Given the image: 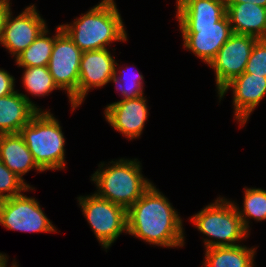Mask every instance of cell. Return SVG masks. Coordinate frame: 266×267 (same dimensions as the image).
Listing matches in <instances>:
<instances>
[{
	"label": "cell",
	"instance_id": "cell-1",
	"mask_svg": "<svg viewBox=\"0 0 266 267\" xmlns=\"http://www.w3.org/2000/svg\"><path fill=\"white\" fill-rule=\"evenodd\" d=\"M154 183L127 210V234L150 245L179 248L185 245L183 220Z\"/></svg>",
	"mask_w": 266,
	"mask_h": 267
},
{
	"label": "cell",
	"instance_id": "cell-2",
	"mask_svg": "<svg viewBox=\"0 0 266 267\" xmlns=\"http://www.w3.org/2000/svg\"><path fill=\"white\" fill-rule=\"evenodd\" d=\"M61 27L82 52L106 49L113 42L128 41L115 0H101L72 23L61 24Z\"/></svg>",
	"mask_w": 266,
	"mask_h": 267
},
{
	"label": "cell",
	"instance_id": "cell-3",
	"mask_svg": "<svg viewBox=\"0 0 266 267\" xmlns=\"http://www.w3.org/2000/svg\"><path fill=\"white\" fill-rule=\"evenodd\" d=\"M100 162L91 176L96 186L94 193L128 210L153 184L142 174L141 161L137 158L112 159ZM98 189V190H97Z\"/></svg>",
	"mask_w": 266,
	"mask_h": 267
},
{
	"label": "cell",
	"instance_id": "cell-4",
	"mask_svg": "<svg viewBox=\"0 0 266 267\" xmlns=\"http://www.w3.org/2000/svg\"><path fill=\"white\" fill-rule=\"evenodd\" d=\"M53 115L50 111H38L20 131L34 161L44 172L64 170L67 164L66 139L59 120Z\"/></svg>",
	"mask_w": 266,
	"mask_h": 267
},
{
	"label": "cell",
	"instance_id": "cell-5",
	"mask_svg": "<svg viewBox=\"0 0 266 267\" xmlns=\"http://www.w3.org/2000/svg\"><path fill=\"white\" fill-rule=\"evenodd\" d=\"M189 219L200 233L207 236L203 238L205 249L238 246L250 235L245 229L235 205L231 199L225 197H218Z\"/></svg>",
	"mask_w": 266,
	"mask_h": 267
},
{
	"label": "cell",
	"instance_id": "cell-6",
	"mask_svg": "<svg viewBox=\"0 0 266 267\" xmlns=\"http://www.w3.org/2000/svg\"><path fill=\"white\" fill-rule=\"evenodd\" d=\"M82 214L97 241L107 252L117 238L127 234V210L95 193L77 197Z\"/></svg>",
	"mask_w": 266,
	"mask_h": 267
},
{
	"label": "cell",
	"instance_id": "cell-7",
	"mask_svg": "<svg viewBox=\"0 0 266 267\" xmlns=\"http://www.w3.org/2000/svg\"><path fill=\"white\" fill-rule=\"evenodd\" d=\"M82 51L69 36L62 31L54 40L48 69L54 83L60 90H65L71 111L78 106L79 68Z\"/></svg>",
	"mask_w": 266,
	"mask_h": 267
},
{
	"label": "cell",
	"instance_id": "cell-8",
	"mask_svg": "<svg viewBox=\"0 0 266 267\" xmlns=\"http://www.w3.org/2000/svg\"><path fill=\"white\" fill-rule=\"evenodd\" d=\"M0 224L8 230L54 233L56 226L46 216L39 201L24 194L0 201Z\"/></svg>",
	"mask_w": 266,
	"mask_h": 267
},
{
	"label": "cell",
	"instance_id": "cell-9",
	"mask_svg": "<svg viewBox=\"0 0 266 267\" xmlns=\"http://www.w3.org/2000/svg\"><path fill=\"white\" fill-rule=\"evenodd\" d=\"M257 40L254 36L233 33L219 49L216 57L208 65L215 73L217 94L230 81L245 72Z\"/></svg>",
	"mask_w": 266,
	"mask_h": 267
},
{
	"label": "cell",
	"instance_id": "cell-10",
	"mask_svg": "<svg viewBox=\"0 0 266 267\" xmlns=\"http://www.w3.org/2000/svg\"><path fill=\"white\" fill-rule=\"evenodd\" d=\"M178 26L183 47L203 60L207 66L233 34L227 14L214 24Z\"/></svg>",
	"mask_w": 266,
	"mask_h": 267
},
{
	"label": "cell",
	"instance_id": "cell-11",
	"mask_svg": "<svg viewBox=\"0 0 266 267\" xmlns=\"http://www.w3.org/2000/svg\"><path fill=\"white\" fill-rule=\"evenodd\" d=\"M47 25L35 4L27 6L15 17L11 10L7 16L0 44L16 58L34 42Z\"/></svg>",
	"mask_w": 266,
	"mask_h": 267
},
{
	"label": "cell",
	"instance_id": "cell-12",
	"mask_svg": "<svg viewBox=\"0 0 266 267\" xmlns=\"http://www.w3.org/2000/svg\"><path fill=\"white\" fill-rule=\"evenodd\" d=\"M229 89L233 93L234 119L241 128L266 96V77L244 72L222 88L217 95L219 102Z\"/></svg>",
	"mask_w": 266,
	"mask_h": 267
},
{
	"label": "cell",
	"instance_id": "cell-13",
	"mask_svg": "<svg viewBox=\"0 0 266 267\" xmlns=\"http://www.w3.org/2000/svg\"><path fill=\"white\" fill-rule=\"evenodd\" d=\"M146 99L143 95L106 105L103 112L105 120L129 141L141 137L149 115Z\"/></svg>",
	"mask_w": 266,
	"mask_h": 267
},
{
	"label": "cell",
	"instance_id": "cell-14",
	"mask_svg": "<svg viewBox=\"0 0 266 267\" xmlns=\"http://www.w3.org/2000/svg\"><path fill=\"white\" fill-rule=\"evenodd\" d=\"M115 56L110 49L82 52L79 68L78 106L92 89L103 88L115 74Z\"/></svg>",
	"mask_w": 266,
	"mask_h": 267
},
{
	"label": "cell",
	"instance_id": "cell-15",
	"mask_svg": "<svg viewBox=\"0 0 266 267\" xmlns=\"http://www.w3.org/2000/svg\"><path fill=\"white\" fill-rule=\"evenodd\" d=\"M24 93H14L0 98V134H16L27 125L38 111L43 110Z\"/></svg>",
	"mask_w": 266,
	"mask_h": 267
},
{
	"label": "cell",
	"instance_id": "cell-16",
	"mask_svg": "<svg viewBox=\"0 0 266 267\" xmlns=\"http://www.w3.org/2000/svg\"><path fill=\"white\" fill-rule=\"evenodd\" d=\"M233 33L266 39V7L253 3H226Z\"/></svg>",
	"mask_w": 266,
	"mask_h": 267
},
{
	"label": "cell",
	"instance_id": "cell-17",
	"mask_svg": "<svg viewBox=\"0 0 266 267\" xmlns=\"http://www.w3.org/2000/svg\"><path fill=\"white\" fill-rule=\"evenodd\" d=\"M226 14V0H178L179 25H206L218 22Z\"/></svg>",
	"mask_w": 266,
	"mask_h": 267
},
{
	"label": "cell",
	"instance_id": "cell-18",
	"mask_svg": "<svg viewBox=\"0 0 266 267\" xmlns=\"http://www.w3.org/2000/svg\"><path fill=\"white\" fill-rule=\"evenodd\" d=\"M0 160L25 183L23 176L30 170L44 172L34 161L20 133L0 134Z\"/></svg>",
	"mask_w": 266,
	"mask_h": 267
},
{
	"label": "cell",
	"instance_id": "cell-19",
	"mask_svg": "<svg viewBox=\"0 0 266 267\" xmlns=\"http://www.w3.org/2000/svg\"><path fill=\"white\" fill-rule=\"evenodd\" d=\"M257 247L242 245L205 249L203 267H254Z\"/></svg>",
	"mask_w": 266,
	"mask_h": 267
},
{
	"label": "cell",
	"instance_id": "cell-20",
	"mask_svg": "<svg viewBox=\"0 0 266 267\" xmlns=\"http://www.w3.org/2000/svg\"><path fill=\"white\" fill-rule=\"evenodd\" d=\"M62 31L61 25H58L56 33L50 37L47 26L34 42L15 58L16 66L20 68L48 66L54 40Z\"/></svg>",
	"mask_w": 266,
	"mask_h": 267
},
{
	"label": "cell",
	"instance_id": "cell-21",
	"mask_svg": "<svg viewBox=\"0 0 266 267\" xmlns=\"http://www.w3.org/2000/svg\"><path fill=\"white\" fill-rule=\"evenodd\" d=\"M243 207L232 201L245 229L250 233L251 219L262 222L266 220V190L262 188L244 187Z\"/></svg>",
	"mask_w": 266,
	"mask_h": 267
},
{
	"label": "cell",
	"instance_id": "cell-22",
	"mask_svg": "<svg viewBox=\"0 0 266 267\" xmlns=\"http://www.w3.org/2000/svg\"><path fill=\"white\" fill-rule=\"evenodd\" d=\"M22 84L25 90L35 97L49 96L54 90H60L54 83L48 66L24 67Z\"/></svg>",
	"mask_w": 266,
	"mask_h": 267
},
{
	"label": "cell",
	"instance_id": "cell-23",
	"mask_svg": "<svg viewBox=\"0 0 266 267\" xmlns=\"http://www.w3.org/2000/svg\"><path fill=\"white\" fill-rule=\"evenodd\" d=\"M125 69L121 68L116 62L115 74L110 79V83L113 82L115 84L116 87L115 90H118L122 94L120 95L122 97L121 100L134 99L143 96L144 95L143 75L139 70L138 72L135 71L136 72L135 73L132 70H130L131 68L127 66ZM127 70L130 71L131 74L132 72L135 74L134 75L128 74L129 72Z\"/></svg>",
	"mask_w": 266,
	"mask_h": 267
},
{
	"label": "cell",
	"instance_id": "cell-24",
	"mask_svg": "<svg viewBox=\"0 0 266 267\" xmlns=\"http://www.w3.org/2000/svg\"><path fill=\"white\" fill-rule=\"evenodd\" d=\"M34 189L35 187L25 183L0 160V201Z\"/></svg>",
	"mask_w": 266,
	"mask_h": 267
},
{
	"label": "cell",
	"instance_id": "cell-25",
	"mask_svg": "<svg viewBox=\"0 0 266 267\" xmlns=\"http://www.w3.org/2000/svg\"><path fill=\"white\" fill-rule=\"evenodd\" d=\"M245 72L266 77V39H258L254 44Z\"/></svg>",
	"mask_w": 266,
	"mask_h": 267
},
{
	"label": "cell",
	"instance_id": "cell-26",
	"mask_svg": "<svg viewBox=\"0 0 266 267\" xmlns=\"http://www.w3.org/2000/svg\"><path fill=\"white\" fill-rule=\"evenodd\" d=\"M15 80V77L7 70L0 68V98L16 91Z\"/></svg>",
	"mask_w": 266,
	"mask_h": 267
},
{
	"label": "cell",
	"instance_id": "cell-27",
	"mask_svg": "<svg viewBox=\"0 0 266 267\" xmlns=\"http://www.w3.org/2000/svg\"><path fill=\"white\" fill-rule=\"evenodd\" d=\"M11 2L10 0H0V41L3 35V31L5 28V23L7 20V16L11 12Z\"/></svg>",
	"mask_w": 266,
	"mask_h": 267
},
{
	"label": "cell",
	"instance_id": "cell-28",
	"mask_svg": "<svg viewBox=\"0 0 266 267\" xmlns=\"http://www.w3.org/2000/svg\"><path fill=\"white\" fill-rule=\"evenodd\" d=\"M226 3H253L261 7H266V0H226Z\"/></svg>",
	"mask_w": 266,
	"mask_h": 267
},
{
	"label": "cell",
	"instance_id": "cell-29",
	"mask_svg": "<svg viewBox=\"0 0 266 267\" xmlns=\"http://www.w3.org/2000/svg\"><path fill=\"white\" fill-rule=\"evenodd\" d=\"M8 260L9 259H8L7 254L0 252V267H8L7 265ZM10 267H19V265H17V263L15 262V259L13 260Z\"/></svg>",
	"mask_w": 266,
	"mask_h": 267
}]
</instances>
